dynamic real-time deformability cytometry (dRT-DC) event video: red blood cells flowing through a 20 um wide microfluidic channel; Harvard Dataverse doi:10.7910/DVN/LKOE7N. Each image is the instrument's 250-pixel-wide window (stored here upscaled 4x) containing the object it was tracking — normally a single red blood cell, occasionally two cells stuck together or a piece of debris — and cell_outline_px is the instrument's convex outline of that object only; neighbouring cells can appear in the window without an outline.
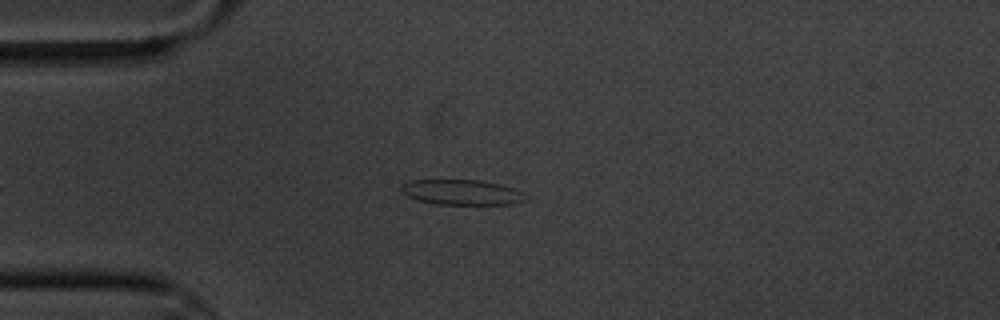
{"species": "common noctule bat (a hibernating species)", "species_latin": "Nyctalus noctula", "temperature_condition": "cold", "stored_images_in_passage": 2, "camera_frame_rate_fps": 3000, "um_per_image_px": 0.085, "animal": {"sex": "male", "body_mass_g": 20.1, "forearm_length_mm": 53.5}, "frame": {"image": 1, "passage_image": 1, "time_ms": 0.0, "image_size_px": [1000, 320], "cell_outline_px": [[528, 200], [516, 204], [436, 204], [416, 200], [400, 192], [400, 184], [408, 180], [480, 180], [500, 184], [512, 188], [520, 192]], "centroid_in_image_um": [39.19, 16.34], "position_along_channel_um": 45.8, "area_um2": 18.38}}